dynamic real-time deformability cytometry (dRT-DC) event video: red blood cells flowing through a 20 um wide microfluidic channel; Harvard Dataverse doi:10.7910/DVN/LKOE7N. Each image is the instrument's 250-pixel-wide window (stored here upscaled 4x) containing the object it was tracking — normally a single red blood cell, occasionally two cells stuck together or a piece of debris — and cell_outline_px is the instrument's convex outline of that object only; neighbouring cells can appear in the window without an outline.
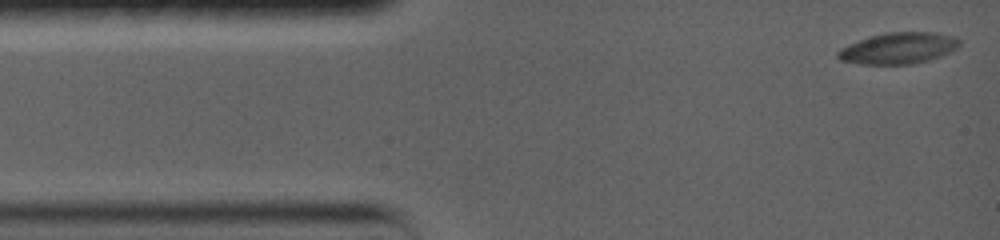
{"species": "common noctule bat (a hibernating species)", "species_latin": "Nyctalus noctula", "temperature_condition": "warm", "stored_images_in_passage": 4, "camera_frame_rate_fps": 5000, "um_per_image_px": 0.085, "animal": {"sex": "female", "body_mass_g": 19.0, "forearm_length_mm": 56.7}, "frame": {"image": 1, "passage_image": 1, "time_ms": 0.0, "image_size_px": [1000, 240], "cell_outline_px": [[960, 44], [936, 56], [924, 60], [904, 64], [872, 64], [844, 60], [836, 52], [868, 36], [884, 32], [932, 32], [948, 36], [960, 40]], "centroid_in_image_um": [76.33, 4.06], "position_along_channel_um": 8.7, "area_um2": 20.81}}
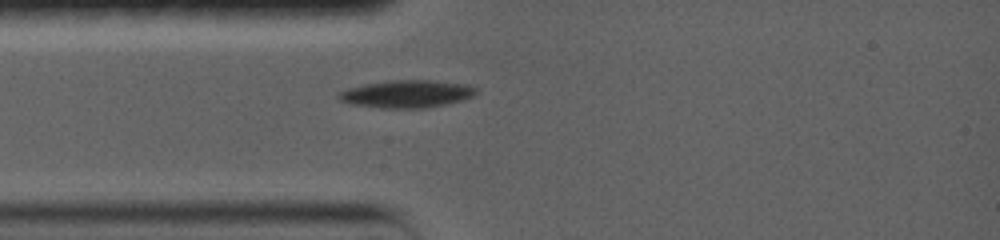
{"frame": {"image": 2, "passage_image": 4, "time_ms": 3.2, "image_size_px": [1000, 240], "cell_outline_px": [[476, 92], [460, 100], [424, 108], [388, 108], [356, 104], [344, 100], [340, 96], [344, 92], [352, 88], [368, 84], [392, 80], [428, 80], [456, 84], [472, 88]], "centroid_in_image_um": [34.58, 7.98], "position_along_channel_um": 50.4, "area_um2": 20.4}}